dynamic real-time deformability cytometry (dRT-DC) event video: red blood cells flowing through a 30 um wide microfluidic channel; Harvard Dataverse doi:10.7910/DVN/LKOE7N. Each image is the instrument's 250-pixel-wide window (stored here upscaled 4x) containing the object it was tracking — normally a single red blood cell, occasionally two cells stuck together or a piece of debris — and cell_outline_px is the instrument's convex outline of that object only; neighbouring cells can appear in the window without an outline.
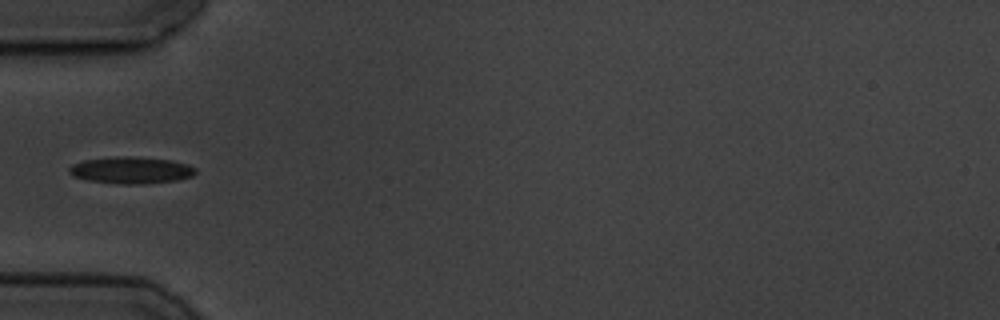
{"species": "common noctule bat (a hibernating species)", "species_latin": "Nyctalus noctula", "temperature_condition": "cold", "stored_images_in_passage": 5, "camera_frame_rate_fps": 3000, "um_per_image_px": 0.085, "animal": {"sex": "male", "body_mass_g": 19.5, "forearm_length_mm": 54.6}, "frame": {"image": 1, "passage_image": 5, "time_ms": 6.333, "image_size_px": [1000, 320], "cell_outline_px": [[196, 172], [192, 176], [176, 180], [144, 184], [120, 184], [88, 180], [72, 176], [68, 172], [68, 168], [72, 164], [84, 160], [124, 156], [132, 156], [172, 160], [188, 164], [196, 168]], "centroid_in_image_um": [11.14, 14.47], "position_along_channel_um": 73.9, "area_um2": 19.77}}